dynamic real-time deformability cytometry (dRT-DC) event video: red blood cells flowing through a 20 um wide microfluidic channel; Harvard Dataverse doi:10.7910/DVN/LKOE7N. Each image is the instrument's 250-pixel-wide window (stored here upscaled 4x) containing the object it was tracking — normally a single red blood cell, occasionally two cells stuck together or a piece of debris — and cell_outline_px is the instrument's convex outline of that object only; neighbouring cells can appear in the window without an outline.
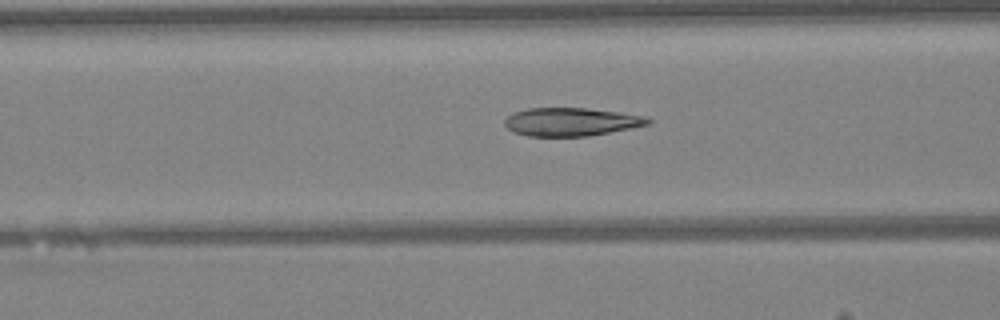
{"species": "Egyptian fruit bat (a non-hibernating species)", "species_latin": "Rousettus aegyptiacus", "temperature_condition": "warm", "stored_images_in_passage": 48, "camera_frame_rate_fps": 3000, "um_per_image_px": 0.085, "animal": {"sex": "female"}, "frame": {"image": 1, "passage_image": 19, "time_ms": 6.0, "image_size_px": [1000, 320], "cell_outline_px": [[652, 124], [632, 128], [588, 136], [528, 136], [512, 132], [504, 124], [504, 120], [512, 112], [528, 108], [588, 108], [648, 116], [652, 120]], "centroid_in_image_um": [48.57, 10.35], "position_along_channel_um": 118.0, "area_um2": 23.81}}
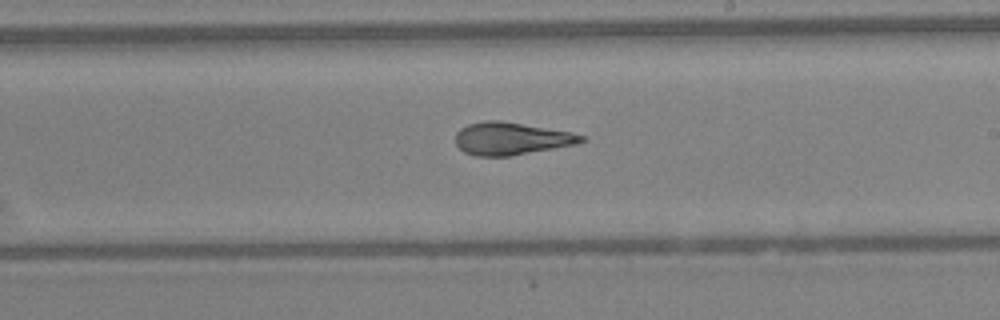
{"frame": {"image": 2, "passage_image": 28, "time_ms": 9.0, "image_size_px": [1000, 320], "cell_outline_px": [[588, 140], [576, 144], [508, 156], [476, 156], [464, 152], [456, 144], [456, 132], [460, 128], [468, 124], [488, 120], [496, 120], [572, 132], [588, 136]], "centroid_in_image_um": [43.47, 11.78], "position_along_channel_um": 245.5, "area_um2": 23.7}}
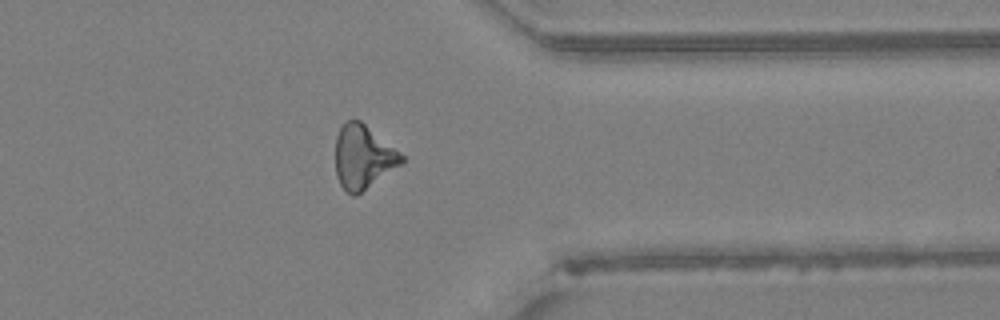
{"frame": {"image": 3, "passage_image": 38, "time_ms": 12.333, "image_size_px": [1000, 320], "cell_outline_px": [[404, 164], [356, 196], [352, 196], [340, 184], [336, 176], [336, 136], [344, 120], [360, 120], [400, 152], [404, 156]], "centroid_in_image_um": [30.88, 13.36], "position_along_channel_um": 380.5, "area_um2": 24.74}, "authors_computed_cell_mechanics": {"area_um2": 24.6517, "velocity_mm_per_s": 4.2757, "shape_relaxation_time_tau1_ms": null, "shape_relaxation_time_tau2_ms": 2.4897, "deformation_change_tau1": null, "deformation_change_tau2": 0.0988}}